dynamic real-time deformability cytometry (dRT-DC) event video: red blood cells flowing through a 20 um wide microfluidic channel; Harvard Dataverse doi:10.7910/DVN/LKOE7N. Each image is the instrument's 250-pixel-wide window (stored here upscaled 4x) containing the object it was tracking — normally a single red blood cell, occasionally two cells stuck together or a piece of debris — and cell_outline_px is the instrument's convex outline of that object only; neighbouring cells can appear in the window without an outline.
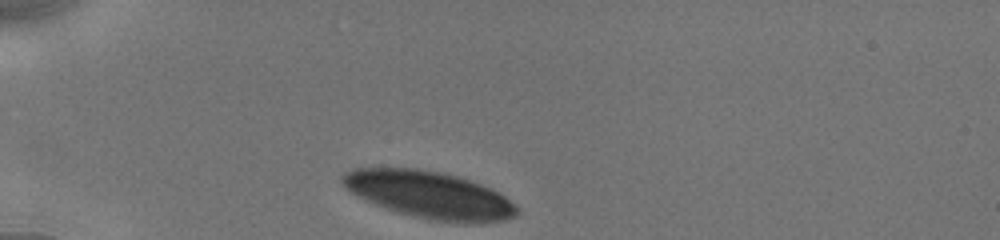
{"species": "human", "species_latin": "Homo sapiens", "temperature_condition": "cold", "stored_images_in_passage": 30, "camera_frame_rate_fps": 3000, "um_per_image_px": 0.085, "donor": {"sex": "male"}, "frame": {"image": 1, "passage_image": 1, "time_ms": 0.0, "image_size_px": [1000, 240], "cell_outline_px": [[520, 212], [516, 216], [504, 220], [480, 224], [464, 224], [432, 220], [396, 212], [376, 204], [352, 192], [340, 180], [340, 176], [344, 172], [352, 168], [416, 168], [440, 172], [472, 180], [492, 188], [504, 196], [520, 208]], "centroid_in_image_um": [36.57, 16.57], "position_along_channel_um": 48.4, "area_um2": 48.21}}
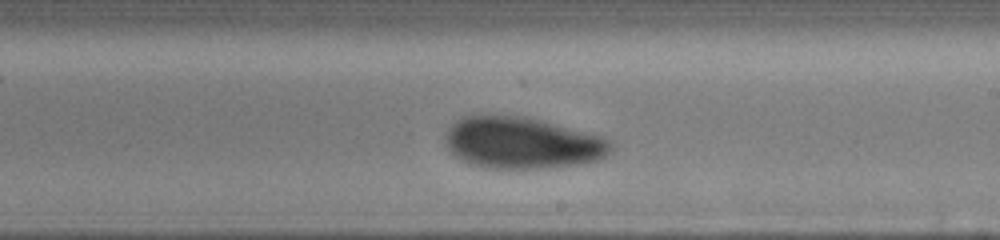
{"frame": {"image": 2, "passage_image": 18, "time_ms": 6.0, "image_size_px": [1000, 240], "cell_outline_px": [[612, 152], [600, 160], [576, 164], [548, 168], [484, 168], [468, 164], [460, 160], [444, 144], [444, 136], [448, 128], [460, 116], [488, 112], [524, 116], [540, 120], [600, 136], [612, 140]], "centroid_in_image_um": [44.3, 12.12], "position_along_channel_um": 244.7, "area_um2": 50.81}}
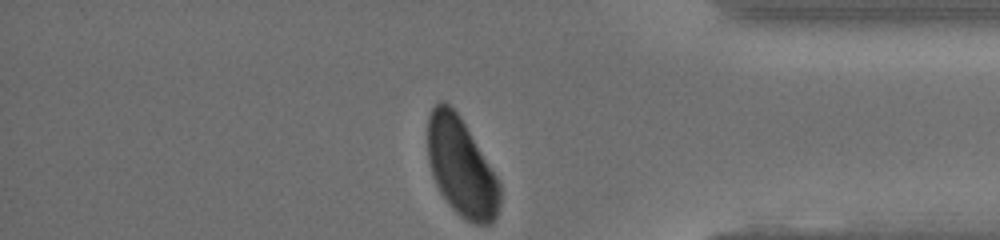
{"frame": {"image": 3, "passage_image": 30, "time_ms": 10.333, "image_size_px": [1000, 240], "cell_outline_px": [[500, 204], [496, 216], [488, 224], [472, 224], [464, 220], [448, 204], [440, 192], [432, 176], [428, 160], [428, 116], [432, 108], [440, 100], [448, 104], [460, 116], [496, 176], [500, 184]], "centroid_in_image_um": [39.19, 14.23], "position_along_channel_um": 396.0, "area_um2": 41.1}}